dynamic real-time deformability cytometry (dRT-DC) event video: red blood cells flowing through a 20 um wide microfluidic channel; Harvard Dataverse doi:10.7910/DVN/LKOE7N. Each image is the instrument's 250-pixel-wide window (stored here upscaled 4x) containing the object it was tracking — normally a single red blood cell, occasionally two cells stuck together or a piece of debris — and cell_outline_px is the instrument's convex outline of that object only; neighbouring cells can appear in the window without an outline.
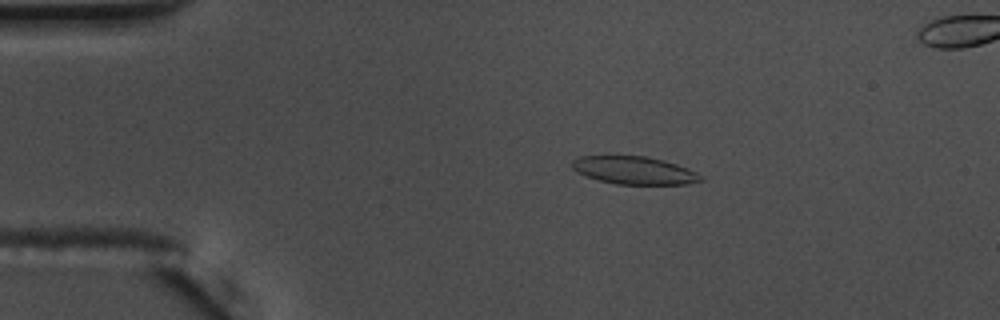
{"species": "common noctule bat (a hibernating species)", "species_latin": "Nyctalus noctula", "temperature_condition": "warm", "stored_images_in_passage": 53, "camera_frame_rate_fps": 3000, "um_per_image_px": 0.085, "animal": {"sex": "male", "body_mass_g": 17.5, "forearm_length_mm": 52.3}, "frame": {"image": 1, "passage_image": 9, "time_ms": 2.667, "image_size_px": [1000, 320], "cell_outline_px": [[704, 180], [688, 184], [616, 184], [600, 180], [576, 172], [572, 168], [572, 160], [580, 156], [604, 152], [608, 152], [648, 156], [664, 160], [688, 168], [696, 172]], "centroid_in_image_um": [53.82, 14.41], "position_along_channel_um": 31.2, "area_um2": 21.79}}
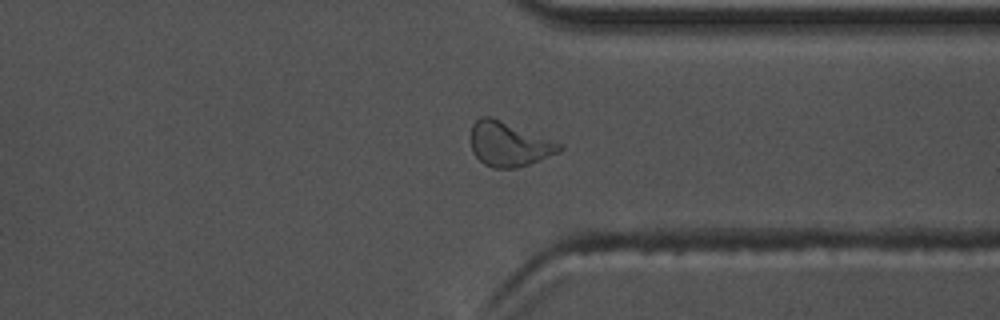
{"frame": {"image": 2, "passage_image": 41, "time_ms": 13.333, "image_size_px": [1000, 320], "cell_outline_px": [[564, 148], [560, 152], [528, 164], [516, 168], [492, 168], [484, 164], [472, 152], [472, 124], [480, 116], [492, 116], [564, 144]], "centroid_in_image_um": [43.28, 12.24], "position_along_channel_um": 368.1, "area_um2": 23.06}}
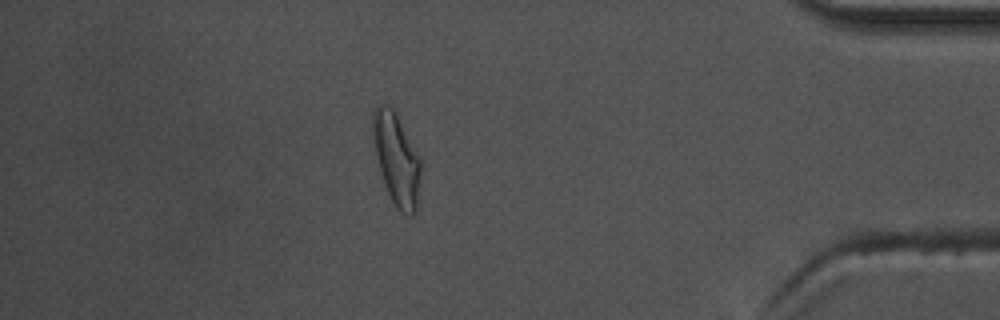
{"frame": {"image": 3, "passage_image": 47, "time_ms": 15.333, "image_size_px": [1000, 320], "cell_outline_px": [[420, 172], [416, 212], [412, 216], [408, 216], [400, 212], [396, 208], [384, 184], [380, 172], [372, 136], [372, 112], [376, 104], [384, 104], [392, 108], [396, 112], [420, 156]], "centroid_in_image_um": [33.69, 13.5], "position_along_channel_um": 401.5, "area_um2": 25.78}}